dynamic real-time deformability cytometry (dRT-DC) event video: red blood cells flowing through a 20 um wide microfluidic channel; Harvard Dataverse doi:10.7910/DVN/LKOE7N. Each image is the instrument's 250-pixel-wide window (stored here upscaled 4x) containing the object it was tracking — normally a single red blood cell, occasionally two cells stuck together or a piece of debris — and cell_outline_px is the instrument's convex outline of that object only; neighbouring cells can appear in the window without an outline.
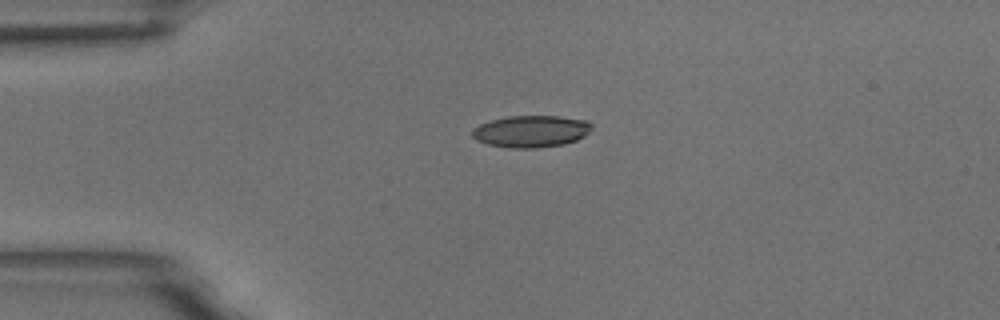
{"species": "common noctule bat (a hibernating species)", "species_latin": "Nyctalus noctula", "temperature_condition": "room temperature", "stored_images_in_passage": 2, "camera_frame_rate_fps": 3000, "um_per_image_px": 0.085, "animal": {"sex": "male", "body_mass_g": 18.8}, "frame": {"image": 1, "passage_image": 1, "time_ms": 0.0, "image_size_px": [1000, 320], "cell_outline_px": [[592, 128], [584, 136], [576, 140], [564, 144], [536, 148], [508, 148], [488, 144], [476, 140], [472, 136], [472, 128], [480, 124], [492, 120], [508, 116], [560, 116], [588, 120], [592, 124]], "centroid_in_image_um": [45.15, 11.16], "position_along_channel_um": 39.9, "area_um2": 22.31}}